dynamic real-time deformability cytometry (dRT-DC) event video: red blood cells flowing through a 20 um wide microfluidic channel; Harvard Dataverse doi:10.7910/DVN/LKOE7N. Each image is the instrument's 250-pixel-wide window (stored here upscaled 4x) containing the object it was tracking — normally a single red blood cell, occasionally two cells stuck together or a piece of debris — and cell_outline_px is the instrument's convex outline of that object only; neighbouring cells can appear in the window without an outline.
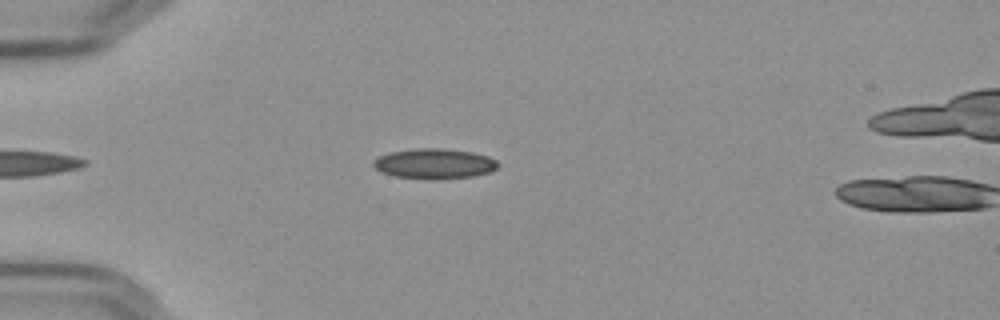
{"species": "Egyptian fruit bat (a non-hibernating species)", "species_latin": "Rousettus aegyptiacus", "temperature_condition": "cold", "stored_images_in_passage": 3, "camera_frame_rate_fps": 3000, "um_per_image_px": 0.085, "frame": {"image": 1, "passage_image": 1, "time_ms": 0.0, "image_size_px": [1000, 320], "cell_outline_px": [[500, 164], [496, 168], [488, 172], [472, 176], [436, 180], [428, 180], [396, 176], [380, 172], [372, 164], [372, 160], [380, 156], [392, 152], [416, 148], [440, 148], [472, 152], [488, 156], [496, 160]], "centroid_in_image_um": [36.91, 13.92], "position_along_channel_um": 48.1, "area_um2": 21.96}}